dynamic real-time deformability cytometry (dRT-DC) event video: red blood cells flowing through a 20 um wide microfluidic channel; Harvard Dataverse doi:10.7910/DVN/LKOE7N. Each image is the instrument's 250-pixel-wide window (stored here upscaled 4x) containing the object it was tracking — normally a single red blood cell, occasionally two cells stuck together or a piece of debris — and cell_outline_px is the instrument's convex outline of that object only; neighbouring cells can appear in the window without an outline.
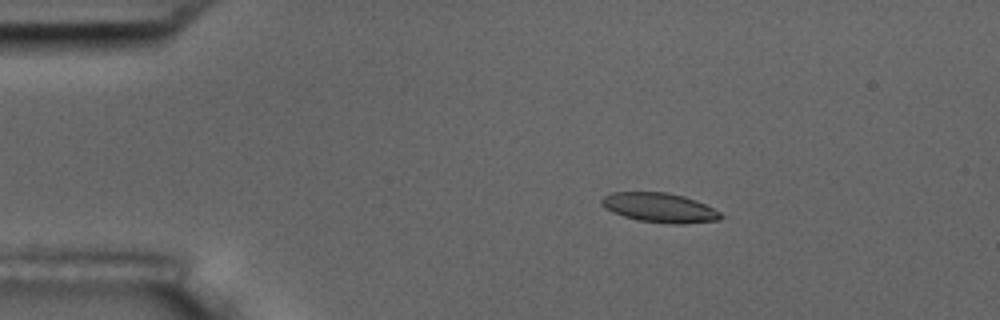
{"species": "common noctule bat (a hibernating species)", "species_latin": "Nyctalus noctula", "temperature_condition": "room temperature", "stored_images_in_passage": 6, "camera_frame_rate_fps": 3000, "um_per_image_px": 0.085, "animal": {"sex": "male", "body_mass_g": 17.5, "forearm_length_mm": 52.3}, "frame": {"image": 1, "passage_image": 3, "time_ms": 3.333, "image_size_px": [1000, 320], "cell_outline_px": [[724, 216], [720, 220], [684, 224], [676, 224], [636, 220], [612, 212], [604, 208], [600, 204], [600, 200], [604, 196], [612, 192], [668, 192], [684, 196], [696, 200], [720, 212]], "centroid_in_image_um": [56.05, 17.65], "position_along_channel_um": 28.9, "area_um2": 20.58}}
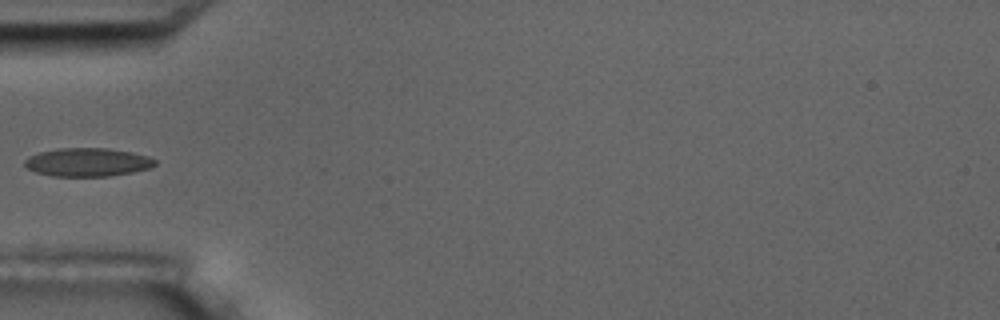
{"frame": {"image": 2, "passage_image": 5, "time_ms": 6.333, "image_size_px": [1000, 320], "cell_outline_px": [[156, 164], [152, 168], [132, 172], [108, 176], [52, 176], [36, 172], [28, 168], [24, 164], [24, 160], [28, 156], [40, 152], [60, 148], [108, 148], [132, 152], [148, 156], [156, 160]], "centroid_in_image_um": [7.46, 13.78], "position_along_channel_um": 77.5, "area_um2": 21.62}}